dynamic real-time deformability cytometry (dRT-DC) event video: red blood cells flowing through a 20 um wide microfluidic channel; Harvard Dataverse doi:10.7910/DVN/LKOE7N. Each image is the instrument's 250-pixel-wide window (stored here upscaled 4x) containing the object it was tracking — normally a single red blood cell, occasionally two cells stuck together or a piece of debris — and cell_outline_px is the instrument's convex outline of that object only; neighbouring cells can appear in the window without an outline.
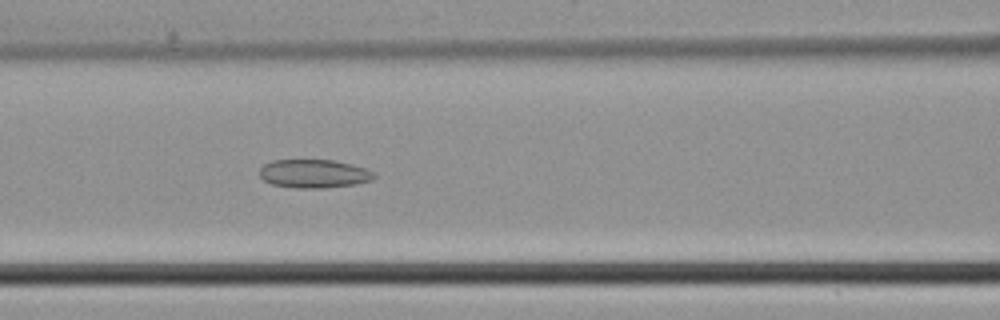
{"species": "common noctule bat (a hibernating species)", "species_latin": "Nyctalus noctula", "temperature_condition": "cold", "stored_images_in_passage": 46, "camera_frame_rate_fps": 3000, "um_per_image_px": 0.085, "animal": {"sex": "male", "body_mass_g": 21.5, "forearm_length_mm": 52.0}, "frame": {"image": 1, "passage_image": 20, "time_ms": 6.333, "image_size_px": [1000, 320], "cell_outline_px": [[376, 176], [372, 180], [352, 184], [324, 188], [300, 188], [272, 184], [264, 180], [260, 176], [260, 168], [264, 164], [272, 160], [332, 160], [352, 164], [364, 168], [372, 172]], "centroid_in_image_um": [26.66, 14.75], "position_along_channel_um": 139.9, "area_um2": 18.79}}
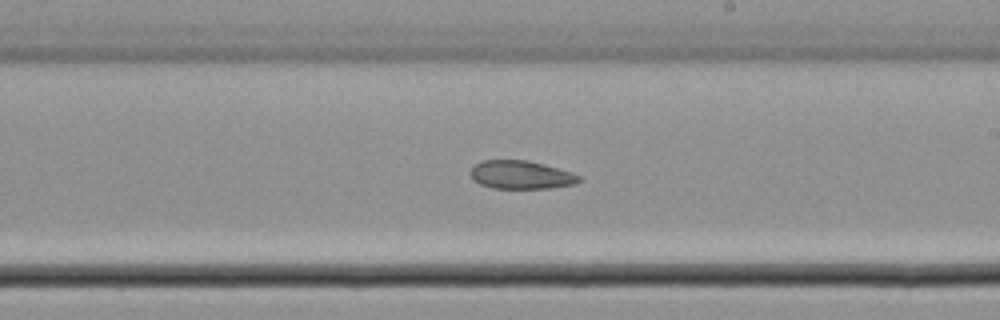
{"frame": {"image": 2, "passage_image": 27, "time_ms": 8.667, "image_size_px": [1000, 320], "cell_outline_px": [[584, 180], [576, 184], [552, 188], [492, 188], [480, 184], [472, 180], [468, 172], [480, 160], [524, 160], [572, 172], [580, 176]], "centroid_in_image_um": [44.27, 14.87], "position_along_channel_um": 244.7, "area_um2": 17.98}}
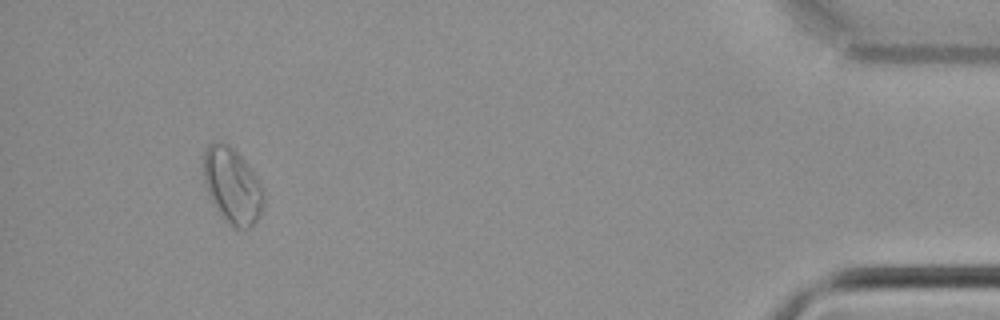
{"frame": {"image": 3, "passage_image": 43, "time_ms": 14.0, "image_size_px": [1000, 320], "cell_outline_px": [[264, 204], [260, 216], [252, 228], [232, 228], [228, 224], [212, 200], [208, 192], [204, 180], [200, 160], [208, 144], [216, 140], [224, 140], [244, 160], [264, 188]], "centroid_in_image_um": [19.73, 15.75], "position_along_channel_um": 415.5, "area_um2": 26.93}}